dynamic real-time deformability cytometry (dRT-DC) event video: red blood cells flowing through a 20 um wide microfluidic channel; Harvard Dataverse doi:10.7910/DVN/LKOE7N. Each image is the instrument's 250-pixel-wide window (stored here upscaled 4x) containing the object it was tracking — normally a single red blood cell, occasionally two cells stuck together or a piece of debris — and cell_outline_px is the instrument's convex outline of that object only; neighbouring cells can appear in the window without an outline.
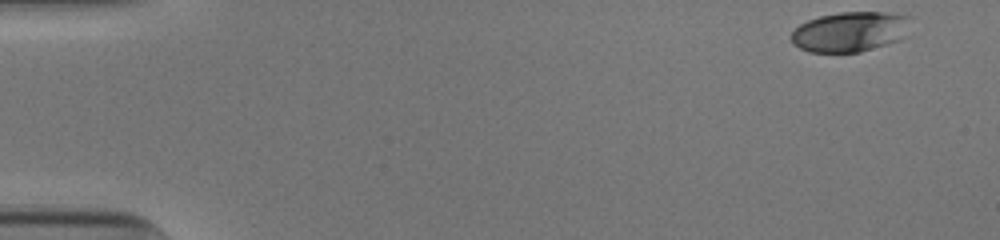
{"species": "human", "species_latin": "Homo sapiens", "temperature_condition": "cold", "stored_images_in_passage": 44, "camera_frame_rate_fps": 3000, "um_per_image_px": 0.085, "donor": {"sex": "male"}, "frame": {"image": 1, "passage_image": 1, "time_ms": 0.0, "image_size_px": [1000, 240], "cell_outline_px": [[908, 16], [900, 40], [860, 52], [808, 52], [792, 44], [792, 32], [800, 24], [808, 20], [820, 16], [840, 12], [884, 12]], "centroid_in_image_um": [72.16, 2.7], "position_along_channel_um": 12.8, "area_um2": 27.28}}
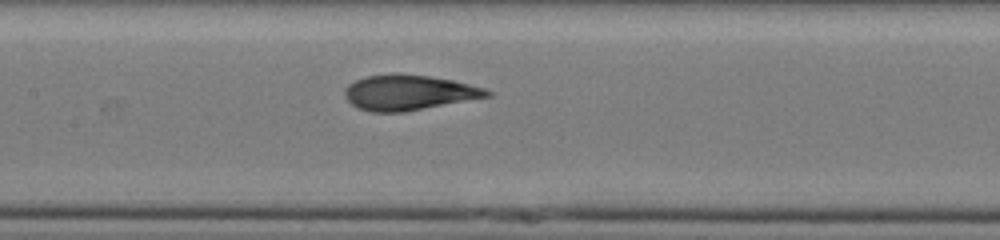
{"frame": {"image": 2, "passage_image": 24, "time_ms": 7.667, "image_size_px": [1000, 240], "cell_outline_px": [[492, 96], [404, 112], [372, 112], [356, 108], [344, 96], [344, 88], [348, 84], [364, 76], [388, 72], [400, 72], [428, 76], [452, 80], [484, 88], [492, 92]], "centroid_in_image_um": [34.69, 7.85], "position_along_channel_um": 172.7, "area_um2": 29.65}}
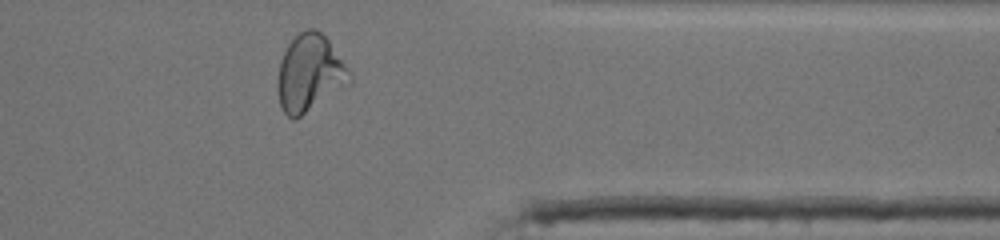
{"frame": {"image": 3, "passage_image": 41, "time_ms": 13.333, "image_size_px": [1000, 240], "cell_outline_px": [[352, 80], [348, 84], [296, 120], [292, 120], [284, 112], [280, 104], [276, 88], [276, 80], [280, 60], [288, 44], [300, 32], [308, 28], [316, 28], [328, 40], [352, 76]], "centroid_in_image_um": [26.27, 6.25], "position_along_channel_um": 385.1, "area_um2": 32.08}, "authors_computed_cell_mechanics": {"area_um2": 29.3913, "velocity_mm_per_s": 3.9362, "shape_relaxation_time_tau1_ms": 4.2742, "shape_relaxation_time_tau2_ms": 1.0232, "deformation_change_tau1": 0.1803, "deformation_change_tau2": 0.0714}}